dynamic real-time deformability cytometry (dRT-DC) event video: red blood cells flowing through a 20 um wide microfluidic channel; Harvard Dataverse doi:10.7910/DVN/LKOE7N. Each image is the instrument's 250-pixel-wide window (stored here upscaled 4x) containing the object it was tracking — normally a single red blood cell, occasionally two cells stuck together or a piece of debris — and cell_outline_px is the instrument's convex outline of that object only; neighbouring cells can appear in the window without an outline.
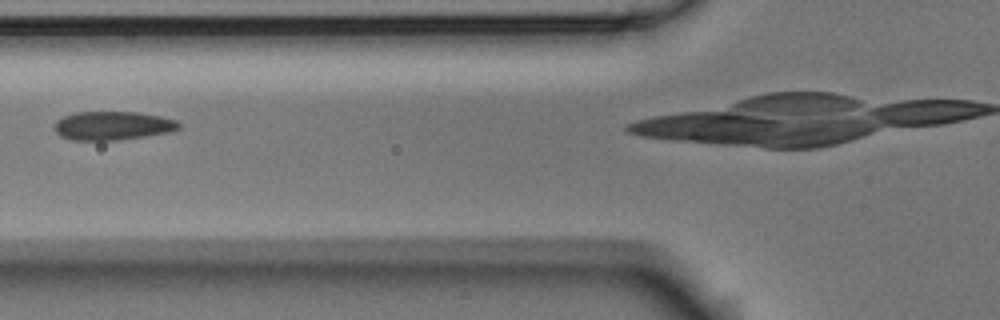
{"species": "Egyptian fruit bat (a non-hibernating species)", "species_latin": "Rousettus aegyptiacus", "temperature_condition": "room temperature", "stored_images_in_passage": 6, "camera_frame_rate_fps": 3000, "um_per_image_px": 0.085, "animal": {"sex": "male"}, "frame": {"image": 1, "passage_image": 4, "time_ms": 1.0, "image_size_px": [1000, 320], "cell_outline_px": [[180, 128], [168, 132], [120, 140], [72, 140], [60, 136], [56, 132], [56, 120], [64, 116], [76, 112], [136, 112], [160, 116], [176, 120], [180, 124]], "centroid_in_image_um": [9.57, 10.68], "position_along_channel_um": 116.2, "area_um2": 20.63}}